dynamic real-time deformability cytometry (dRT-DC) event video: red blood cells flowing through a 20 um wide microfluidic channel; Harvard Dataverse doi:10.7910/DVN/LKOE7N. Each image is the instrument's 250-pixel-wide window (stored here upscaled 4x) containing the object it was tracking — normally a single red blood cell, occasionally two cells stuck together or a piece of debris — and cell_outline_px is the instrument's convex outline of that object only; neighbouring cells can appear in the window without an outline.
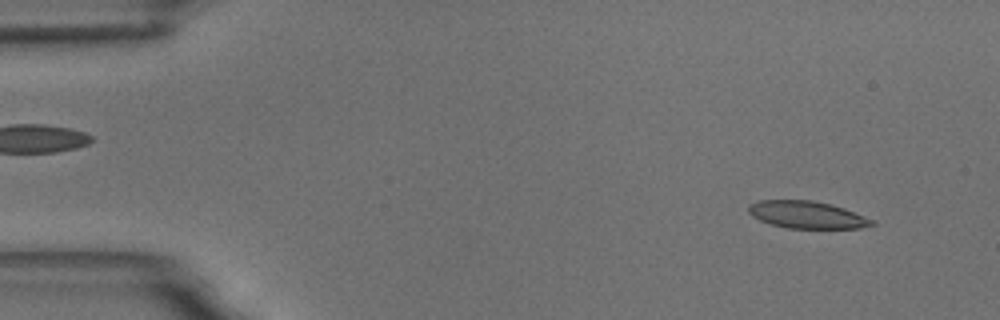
{"species": "common noctule bat (a hibernating species)", "species_latin": "Nyctalus noctula", "temperature_condition": "room temperature", "stored_images_in_passage": 56, "camera_frame_rate_fps": 3000, "um_per_image_px": 0.085, "animal": {"sex": "male", "body_mass_g": 18.8}, "frame": {"image": 1, "passage_image": 4, "time_ms": 1.0, "image_size_px": [1000, 320], "cell_outline_px": [[876, 224], [860, 228], [788, 228], [772, 224], [760, 220], [752, 216], [748, 212], [748, 204], [760, 200], [812, 200], [832, 204], [844, 208], [876, 220]], "centroid_in_image_um": [68.62, 18.25], "position_along_channel_um": 16.4, "area_um2": 19.71}}
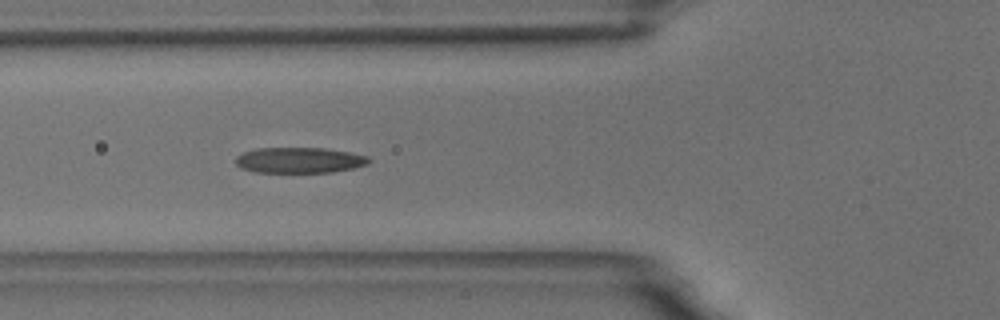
{"frame": {"image": 2, "passage_image": 20, "time_ms": 6.333, "image_size_px": [1000, 320], "cell_outline_px": [[372, 160], [368, 164], [352, 168], [332, 172], [252, 172], [240, 168], [236, 164], [236, 156], [244, 152], [256, 148], [324, 148], [348, 152], [368, 156]], "centroid_in_image_um": [25.43, 13.62], "position_along_channel_um": 100.4, "area_um2": 19.94}}
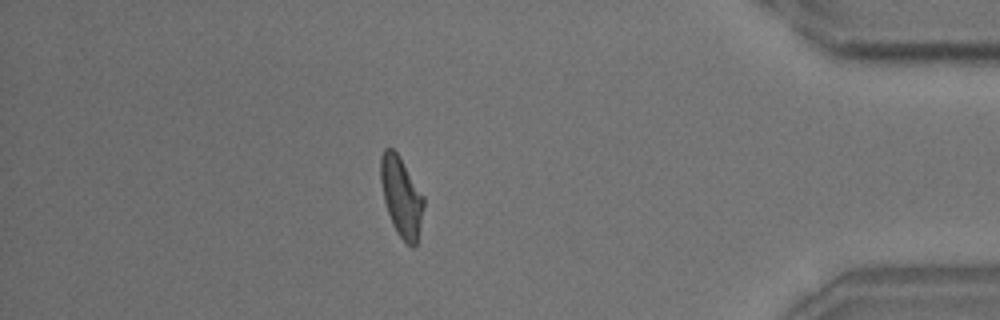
{"frame": {"image": 3, "passage_image": 49, "time_ms": 16.0, "image_size_px": [1000, 320], "cell_outline_px": [[424, 208], [416, 244], [412, 248], [396, 232], [392, 224], [384, 200], [380, 180], [380, 156], [384, 148], [392, 148], [400, 156], [424, 196]], "centroid_in_image_um": [34.11, 16.69], "position_along_channel_um": 401.1, "area_um2": 20.0}, "authors_computed_cell_mechanics": {"area_um2": 20.2878, "velocity_mm_per_s": 3.5133, "shape_relaxation_time_tau1_ms": 5.7811, "shape_relaxation_time_tau2_ms": 1.9481, "deformation_change_tau1": 0.1743, "deformation_change_tau2": 0.0984}}